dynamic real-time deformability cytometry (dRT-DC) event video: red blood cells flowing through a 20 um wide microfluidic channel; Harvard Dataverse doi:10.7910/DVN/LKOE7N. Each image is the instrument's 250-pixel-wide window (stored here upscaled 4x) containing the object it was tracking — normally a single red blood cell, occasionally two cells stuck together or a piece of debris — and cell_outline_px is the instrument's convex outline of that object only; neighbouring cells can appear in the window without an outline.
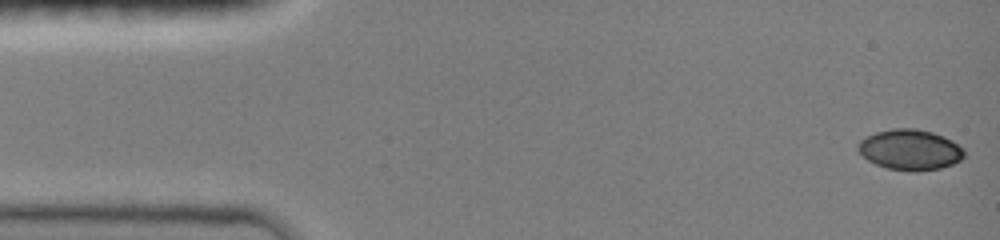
{"species": "common noctule bat (a hibernating species)", "species_latin": "Nyctalus noctula", "temperature_condition": "room temperature", "stored_images_in_passage": 47, "camera_frame_rate_fps": 3000, "um_per_image_px": 0.085, "animal": {"sex": "female", "body_mass_g": 19.0, "forearm_length_mm": 51.5}, "frame": {"image": 1, "passage_image": 1, "time_ms": 0.0, "image_size_px": [1000, 240], "cell_outline_px": [[964, 156], [960, 160], [952, 164], [940, 168], [916, 172], [912, 172], [888, 168], [876, 164], [868, 160], [856, 148], [860, 140], [876, 132], [892, 128], [916, 128], [932, 132], [952, 140], [964, 148]], "centroid_in_image_um": [77.36, 12.72], "position_along_channel_um": 7.6, "area_um2": 25.09}}
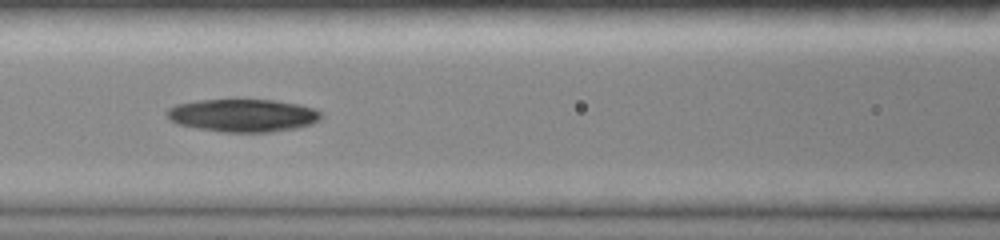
{"frame": {"image": 2, "passage_image": 20, "time_ms": 6.333, "image_size_px": [1000, 240], "cell_outline_px": [[324, 116], [320, 120], [312, 124], [296, 128], [272, 132], [224, 132], [196, 128], [176, 124], [168, 120], [164, 112], [168, 108], [176, 104], [196, 100], [276, 100], [300, 104], [316, 108]], "centroid_in_image_um": [20.64, 9.81], "position_along_channel_um": 146.0, "area_um2": 30.0}}
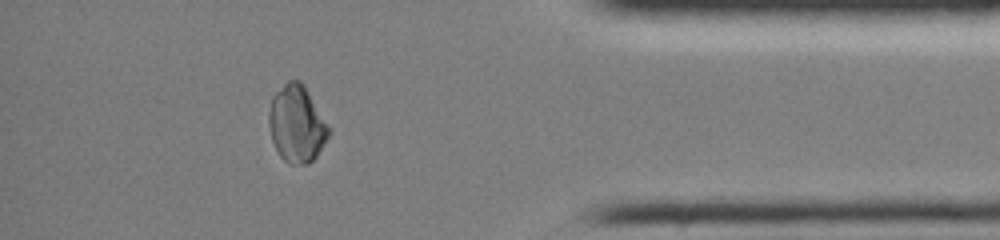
{"frame": {"image": 3, "passage_image": 41, "time_ms": 13.333, "image_size_px": [1000, 240], "cell_outline_px": [[328, 136], [316, 156], [308, 164], [288, 164], [280, 156], [272, 140], [268, 124], [268, 112], [272, 96], [288, 80], [300, 80], [304, 84], [328, 128]], "centroid_in_image_um": [25.17, 10.53], "position_along_channel_um": 410.0, "area_um2": 26.36}, "authors_computed_cell_mechanics": {"area_um2": 28.1486, "velocity_mm_per_s": 4.0583, "shape_relaxation_time_tau1_ms": null, "shape_relaxation_time_tau2_ms": 5.3853, "deformation_change_tau1": null, "deformation_change_tau2": 0.0893}}